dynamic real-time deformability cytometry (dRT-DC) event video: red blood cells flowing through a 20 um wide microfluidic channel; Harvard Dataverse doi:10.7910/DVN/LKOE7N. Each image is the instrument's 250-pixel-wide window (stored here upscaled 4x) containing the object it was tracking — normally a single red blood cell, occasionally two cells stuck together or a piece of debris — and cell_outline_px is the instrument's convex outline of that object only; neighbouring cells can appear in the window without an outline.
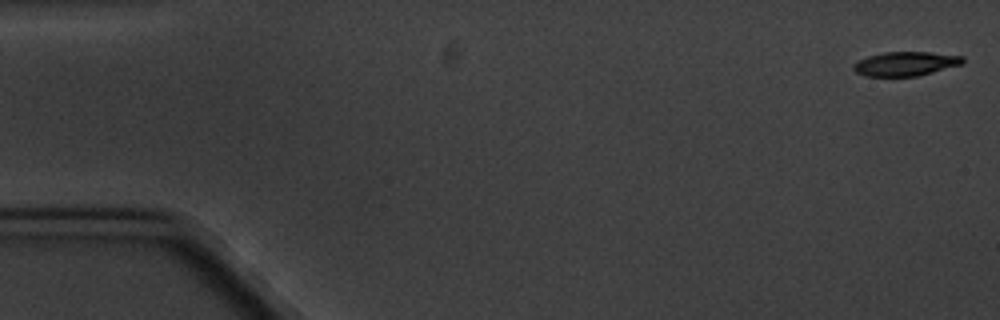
{"species": "common noctule bat (a hibernating species)", "species_latin": "Nyctalus noctula", "temperature_condition": "cold", "stored_images_in_passage": 5, "camera_frame_rate_fps": 3000, "um_per_image_px": 0.085, "animal": {"sex": "male", "body_mass_g": 20.1, "forearm_length_mm": 53.5}, "frame": {"image": 1, "passage_image": 1, "time_ms": 0.0, "image_size_px": [1000, 320], "cell_outline_px": [[964, 60], [960, 64], [932, 72], [916, 76], [864, 76], [856, 72], [852, 68], [852, 64], [868, 56], [884, 52], [928, 52], [964, 56]], "centroid_in_image_um": [76.92, 5.41], "position_along_channel_um": 8.1, "area_um2": 15.2}}